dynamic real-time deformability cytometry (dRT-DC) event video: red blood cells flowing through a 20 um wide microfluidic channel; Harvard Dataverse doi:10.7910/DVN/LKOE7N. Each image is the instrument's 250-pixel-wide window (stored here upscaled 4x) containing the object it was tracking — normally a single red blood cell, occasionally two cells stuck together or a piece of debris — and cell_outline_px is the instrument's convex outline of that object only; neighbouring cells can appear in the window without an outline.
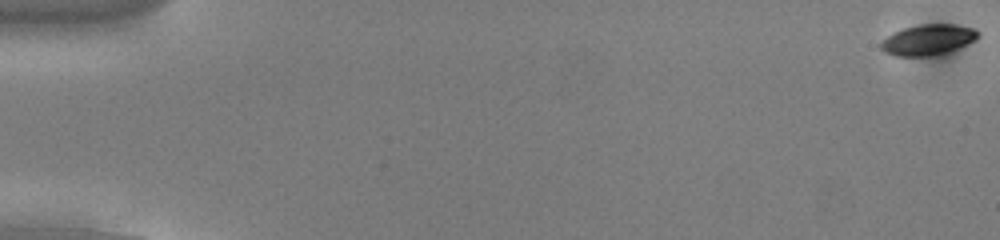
{"species": "common noctule bat (a hibernating species)", "species_latin": "Nyctalus noctula", "temperature_condition": "cold", "stored_images_in_passage": 55, "camera_frame_rate_fps": 3000, "um_per_image_px": 0.085, "animal": {"sex": "male", "body_mass_g": 13.0, "forearm_length_mm": 53.1}, "frame": {"image": 1, "passage_image": 1, "time_ms": 0.0, "image_size_px": [1000, 240], "cell_outline_px": [[980, 32], [976, 40], [968, 44], [940, 56], [896, 56], [884, 52], [880, 48], [880, 40], [892, 32], [904, 28], [920, 24], [956, 24], [972, 28]], "centroid_in_image_um": [78.87, 3.39], "position_along_channel_um": 6.1, "area_um2": 17.8}}
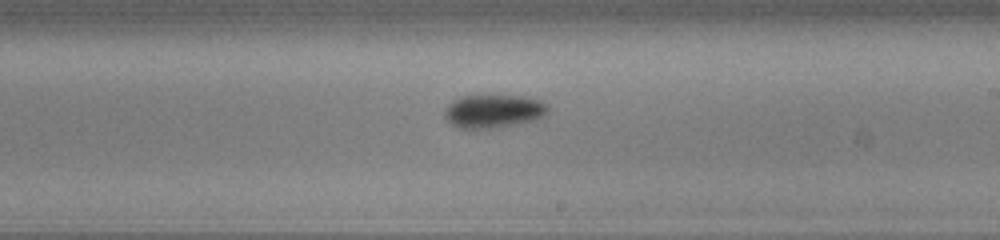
{"frame": {"image": 2, "passage_image": 33, "time_ms": 10.667, "image_size_px": [1000, 240], "cell_outline_px": [[548, 112], [536, 120], [492, 128], [460, 128], [452, 124], [444, 116], [444, 108], [452, 100], [460, 96], [528, 96], [540, 100], [548, 104]], "centroid_in_image_um": [41.95, 9.43], "position_along_channel_um": 247.1, "area_um2": 20.06}}
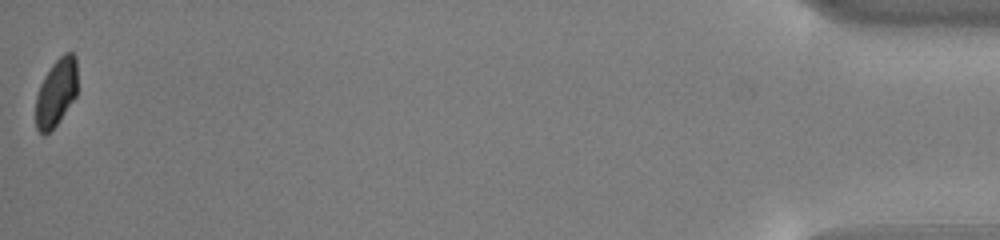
{"frame": {"image": 3, "passage_image": 55, "time_ms": 18.0, "image_size_px": [1000, 240], "cell_outline_px": [[76, 96], [60, 120], [44, 136], [36, 128], [36, 96], [40, 84], [44, 76], [52, 64], [64, 52], [72, 52], [76, 56]], "centroid_in_image_um": [4.77, 7.85], "position_along_channel_um": 430.4, "area_um2": 16.36}, "authors_computed_cell_mechanics": {"area_um2": 18.207, "velocity_mm_per_s": 3.8153, "shape_relaxation_time_tau1_ms": 1.7899, "shape_relaxation_time_tau2_ms": null, "deformation_change_tau1": 0.0652, "deformation_change_tau2": null}}